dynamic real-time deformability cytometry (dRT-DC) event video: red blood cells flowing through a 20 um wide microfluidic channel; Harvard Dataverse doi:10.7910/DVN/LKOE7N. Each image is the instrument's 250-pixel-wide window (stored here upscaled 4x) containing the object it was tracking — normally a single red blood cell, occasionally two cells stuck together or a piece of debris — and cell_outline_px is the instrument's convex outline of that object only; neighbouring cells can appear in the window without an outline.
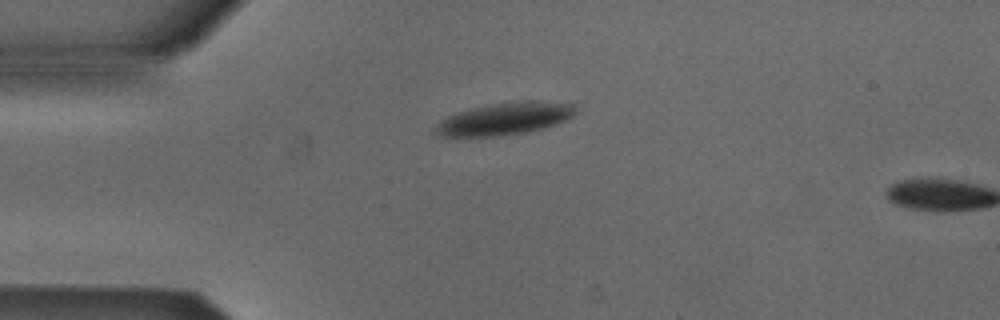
{"species": "Egyptian fruit bat (a non-hibernating species)", "species_latin": "Rousettus aegyptiacus", "temperature_condition": "cold", "stored_images_in_passage": 2, "camera_frame_rate_fps": 3000, "um_per_image_px": 0.085, "animal": {"sex": "male"}, "frame": {"image": 1, "passage_image": 1, "time_ms": 0.0, "image_size_px": [1000, 320], "cell_outline_px": [[576, 112], [572, 116], [556, 124], [524, 132], [496, 136], [440, 136], [436, 132], [436, 128], [440, 120], [448, 116], [472, 108], [492, 104], [524, 100], [536, 100], [576, 104]], "centroid_in_image_um": [42.95, 10.07], "position_along_channel_um": 42.0, "area_um2": 25.89}}